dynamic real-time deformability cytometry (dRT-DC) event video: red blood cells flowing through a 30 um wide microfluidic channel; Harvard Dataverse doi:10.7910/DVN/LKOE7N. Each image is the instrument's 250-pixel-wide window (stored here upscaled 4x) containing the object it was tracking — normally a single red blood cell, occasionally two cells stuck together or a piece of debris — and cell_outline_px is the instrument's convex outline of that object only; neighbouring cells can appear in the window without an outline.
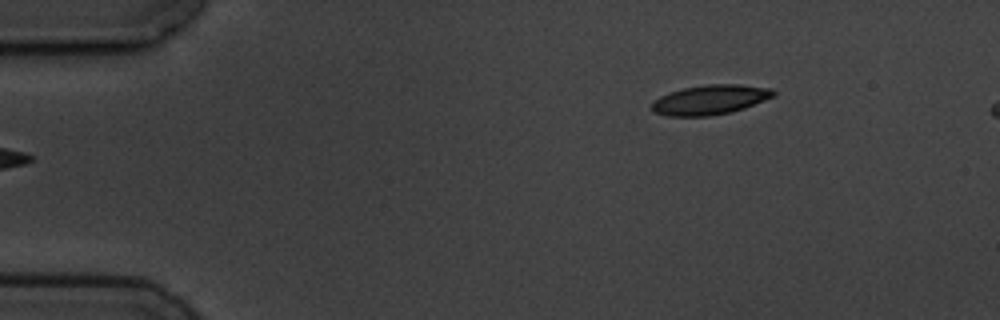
{"species": "common noctule bat (a hibernating species)", "species_latin": "Nyctalus noctula", "temperature_condition": "cold", "stored_images_in_passage": 6, "camera_frame_rate_fps": 3000, "um_per_image_px": 0.085, "animal": {"sex": "male", "body_mass_g": 19.5, "forearm_length_mm": 54.6}, "frame": {"image": 1, "passage_image": 6, "time_ms": 5.667, "image_size_px": [1000, 320], "cell_outline_px": [[776, 96], [744, 108], [712, 116], [668, 116], [652, 112], [652, 100], [668, 92], [684, 88], [708, 84], [740, 84], [772, 88], [776, 92]], "centroid_in_image_um": [60.36, 8.47], "position_along_channel_um": 24.6, "area_um2": 21.21}}